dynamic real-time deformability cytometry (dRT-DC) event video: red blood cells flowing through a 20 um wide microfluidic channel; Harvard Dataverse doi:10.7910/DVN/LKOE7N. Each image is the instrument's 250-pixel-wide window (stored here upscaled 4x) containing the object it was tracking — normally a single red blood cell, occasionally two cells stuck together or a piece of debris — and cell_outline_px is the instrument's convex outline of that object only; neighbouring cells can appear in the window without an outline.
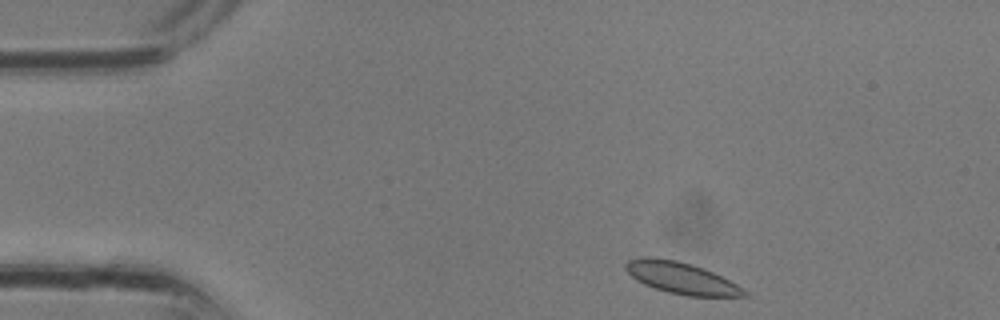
{"species": "common noctule bat (a hibernating species)", "species_latin": "Nyctalus noctula", "temperature_condition": "room temperature", "stored_images_in_passage": 28, "camera_frame_rate_fps": 3000, "um_per_image_px": 0.085, "animal": {"sex": "male", "body_mass_g": 13.3}, "frame": {"image": 1, "passage_image": 1, "time_ms": 0.0, "image_size_px": [1000, 320], "cell_outline_px": [[748, 296], [688, 296], [668, 292], [644, 284], [636, 280], [624, 268], [624, 264], [628, 260], [644, 256], [652, 256], [676, 260], [692, 264], [704, 268], [744, 288], [748, 292]], "centroid_in_image_um": [57.89, 23.61], "position_along_channel_um": 27.1, "area_um2": 21.79}}
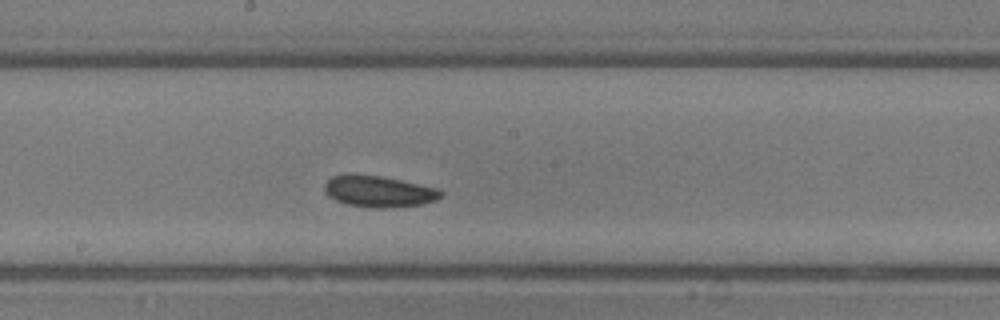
{"frame": {"image": 2, "passage_image": 13, "time_ms": 4.0, "image_size_px": [1000, 320], "cell_outline_px": [[444, 196], [436, 200], [420, 204], [384, 208], [376, 208], [348, 204], [336, 200], [328, 196], [324, 192], [324, 184], [332, 176], [380, 176], [440, 188], [444, 192]], "centroid_in_image_um": [32.26, 16.29], "position_along_channel_um": 215.9, "area_um2": 20.81}}
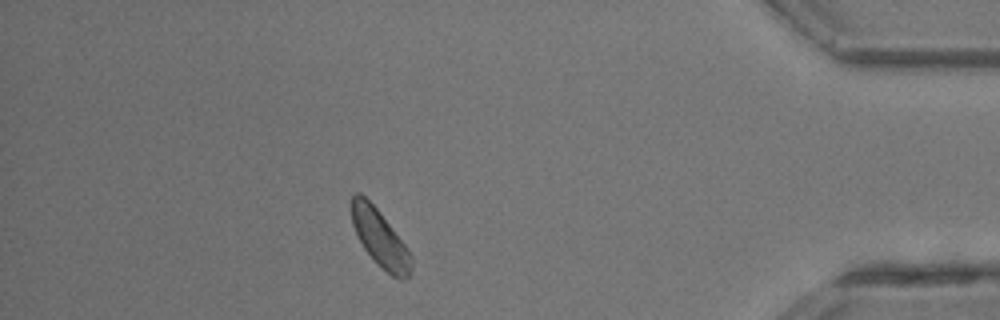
{"frame": {"image": 3, "passage_image": 24, "time_ms": 7.667, "image_size_px": [1000, 320], "cell_outline_px": [[412, 272], [408, 276], [400, 280], [392, 276], [364, 248], [352, 224], [352, 196], [356, 192], [360, 192], [376, 208], [392, 228], [404, 244], [412, 256]], "centroid_in_image_um": [32.32, 20.25], "position_along_channel_um": 402.9, "area_um2": 19.13}}